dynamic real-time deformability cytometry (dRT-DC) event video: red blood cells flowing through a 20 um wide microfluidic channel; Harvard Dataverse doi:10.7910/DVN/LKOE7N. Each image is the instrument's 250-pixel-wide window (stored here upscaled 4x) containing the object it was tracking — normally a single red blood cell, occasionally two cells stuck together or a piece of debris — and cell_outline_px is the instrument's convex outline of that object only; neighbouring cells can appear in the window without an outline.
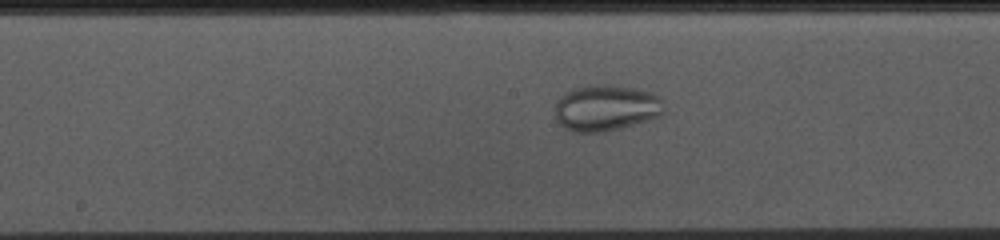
{"species": "common noctule bat (a hibernating species)", "species_latin": "Nyctalus noctula", "temperature_condition": "cold", "stored_images_in_passage": 42, "camera_frame_rate_fps": 3000, "um_per_image_px": 0.085, "animal": {"sex": "female", "body_mass_g": 10.0, "forearm_length_mm": 53.1}, "frame": {"image": 1, "passage_image": 24, "time_ms": 7.667, "image_size_px": [1000, 240], "cell_outline_px": [[664, 112], [660, 116], [648, 120], [620, 128], [600, 132], [576, 132], [564, 128], [556, 120], [556, 100], [564, 92], [588, 84], [604, 84], [636, 88], [652, 92], [660, 96], [664, 108]], "centroid_in_image_um": [51.51, 9.15], "position_along_channel_um": 196.7, "area_um2": 29.54}}
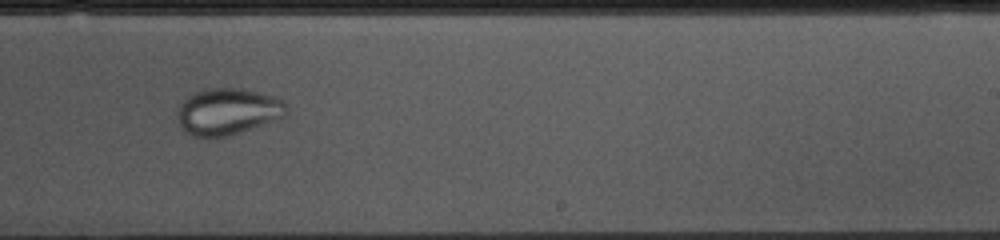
{"frame": {"image": 2, "passage_image": 30, "time_ms": 9.667, "image_size_px": [1000, 240], "cell_outline_px": [[288, 108], [284, 116], [240, 132], [228, 136], [192, 136], [180, 124], [176, 116], [176, 112], [180, 104], [192, 92], [208, 88], [244, 88], [272, 96], [280, 100]], "centroid_in_image_um": [19.31, 9.45], "position_along_channel_um": 269.7, "area_um2": 29.19}}